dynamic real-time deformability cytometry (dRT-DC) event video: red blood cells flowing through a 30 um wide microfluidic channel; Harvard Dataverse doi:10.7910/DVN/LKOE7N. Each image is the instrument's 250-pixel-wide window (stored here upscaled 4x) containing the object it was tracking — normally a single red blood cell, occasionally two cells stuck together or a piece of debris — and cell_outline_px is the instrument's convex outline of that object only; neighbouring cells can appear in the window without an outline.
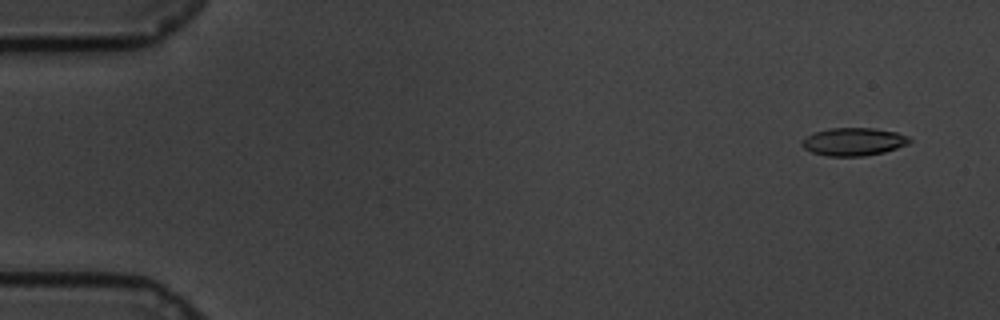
{"species": "common noctule bat (a hibernating species)", "species_latin": "Nyctalus noctula", "temperature_condition": "cold", "stored_images_in_passage": 60, "camera_frame_rate_fps": 3000, "um_per_image_px": 0.085, "animal": {"sex": "male", "body_mass_g": 19.5, "forearm_length_mm": 54.6}, "frame": {"image": 1, "passage_image": 4, "time_ms": 1.0, "image_size_px": [1000, 320], "cell_outline_px": [[912, 140], [908, 144], [884, 152], [864, 156], [828, 156], [812, 152], [804, 148], [800, 144], [812, 132], [828, 128], [872, 128], [896, 132], [908, 136]], "centroid_in_image_um": [72.55, 12.04], "position_along_channel_um": 12.4, "area_um2": 17.46}}
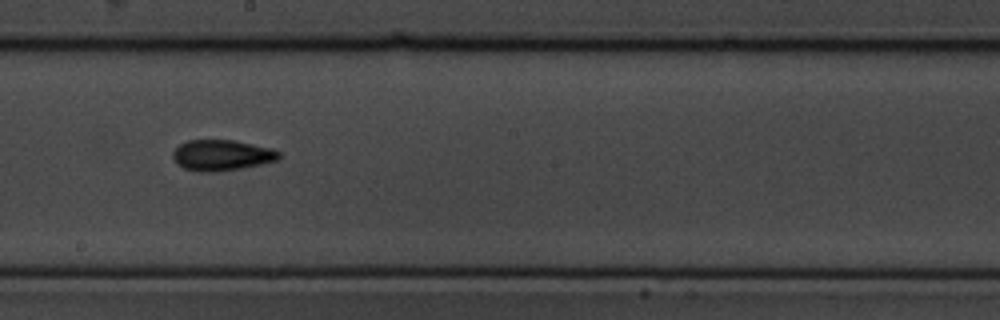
{"frame": {"image": 2, "passage_image": 34, "time_ms": 11.0, "image_size_px": [1000, 320], "cell_outline_px": [[280, 156], [276, 160], [260, 164], [240, 168], [212, 172], [200, 172], [184, 168], [176, 164], [172, 160], [172, 152], [180, 144], [188, 140], [232, 140], [272, 148], [280, 152]], "centroid_in_image_um": [18.79, 13.19], "position_along_channel_um": 229.4, "area_um2": 18.96}}
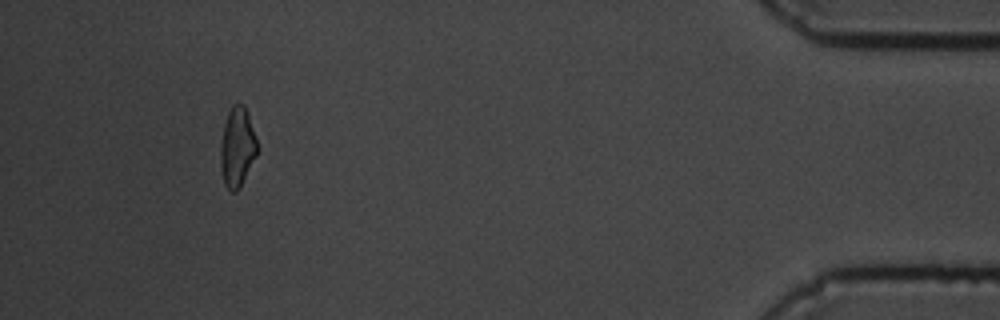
{"frame": {"image": 3, "passage_image": 56, "time_ms": 18.333, "image_size_px": [1000, 320], "cell_outline_px": [[256, 156], [240, 188], [236, 192], [232, 192], [224, 184], [220, 164], [220, 144], [224, 124], [228, 112], [232, 104], [244, 104], [256, 136]], "centroid_in_image_um": [20.15, 12.52], "position_along_channel_um": 415.1, "area_um2": 16.99}, "authors_computed_cell_mechanics": {"area_um2": 17.6001, "velocity_mm_per_s": 3.3835, "shape_relaxation_time_tau1_ms": 4.9127, "shape_relaxation_time_tau2_ms": 1.4092, "deformation_change_tau1": 0.1562, "deformation_change_tau2": 0.07}}